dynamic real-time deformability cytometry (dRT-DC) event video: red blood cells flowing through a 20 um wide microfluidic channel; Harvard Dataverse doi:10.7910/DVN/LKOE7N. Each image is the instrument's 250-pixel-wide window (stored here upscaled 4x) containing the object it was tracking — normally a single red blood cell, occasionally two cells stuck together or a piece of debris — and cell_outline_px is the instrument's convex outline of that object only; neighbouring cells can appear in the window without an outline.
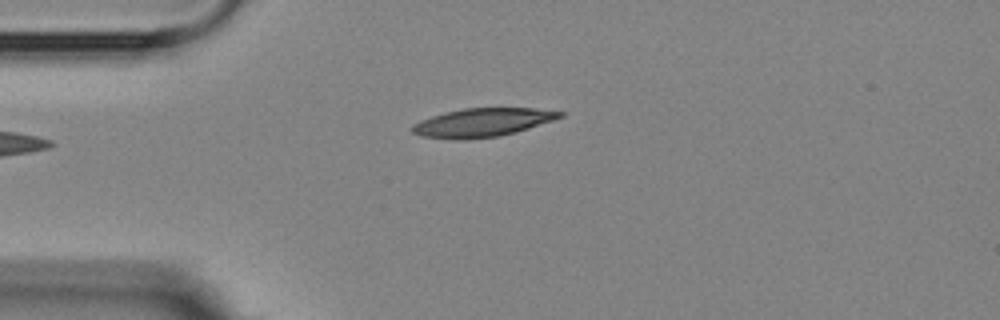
{"species": "Egyptian fruit bat (a non-hibernating species)", "species_latin": "Rousettus aegyptiacus", "temperature_condition": "room temperature", "stored_images_in_passage": 4, "camera_frame_rate_fps": 3000, "um_per_image_px": 0.085, "animal": {"sex": "female"}, "frame": {"image": 1, "passage_image": 4, "time_ms": 3.333, "image_size_px": [1000, 320], "cell_outline_px": [[564, 116], [528, 128], [500, 136], [468, 140], [452, 140], [420, 136], [412, 132], [412, 124], [420, 120], [444, 112], [464, 108], [536, 108], [564, 112]], "centroid_in_image_um": [40.95, 10.42], "position_along_channel_um": 44.0, "area_um2": 24.68}}